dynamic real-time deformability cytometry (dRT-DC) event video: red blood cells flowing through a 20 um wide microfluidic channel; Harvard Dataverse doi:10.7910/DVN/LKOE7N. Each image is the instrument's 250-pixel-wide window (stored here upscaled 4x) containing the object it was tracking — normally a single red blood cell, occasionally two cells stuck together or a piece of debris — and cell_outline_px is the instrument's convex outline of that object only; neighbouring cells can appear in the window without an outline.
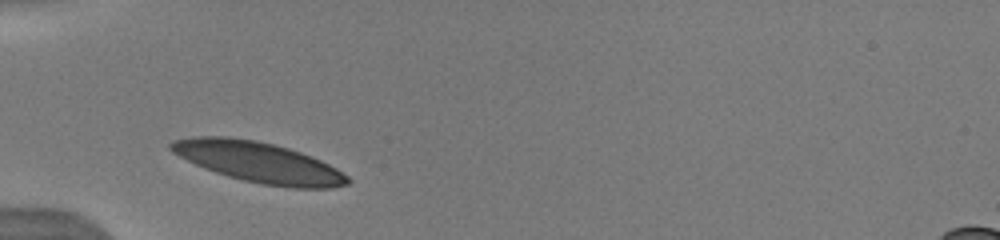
{"species": "human", "species_latin": "Homo sapiens", "temperature_condition": "warm", "stored_images_in_passage": 2, "camera_frame_rate_fps": 3000, "um_per_image_px": 0.085, "donor": {"sex": "male"}, "frame": {"image": 1, "passage_image": 1, "time_ms": 0.0, "image_size_px": [1000, 240], "cell_outline_px": [[352, 180], [348, 184], [332, 188], [292, 188], [264, 184], [244, 180], [228, 176], [204, 168], [172, 152], [168, 148], [168, 144], [172, 140], [192, 136], [228, 136], [256, 140], [288, 148], [312, 156], [336, 168], [348, 176]], "centroid_in_image_um": [21.98, 13.78], "position_along_channel_um": 63.0, "area_um2": 41.62}}